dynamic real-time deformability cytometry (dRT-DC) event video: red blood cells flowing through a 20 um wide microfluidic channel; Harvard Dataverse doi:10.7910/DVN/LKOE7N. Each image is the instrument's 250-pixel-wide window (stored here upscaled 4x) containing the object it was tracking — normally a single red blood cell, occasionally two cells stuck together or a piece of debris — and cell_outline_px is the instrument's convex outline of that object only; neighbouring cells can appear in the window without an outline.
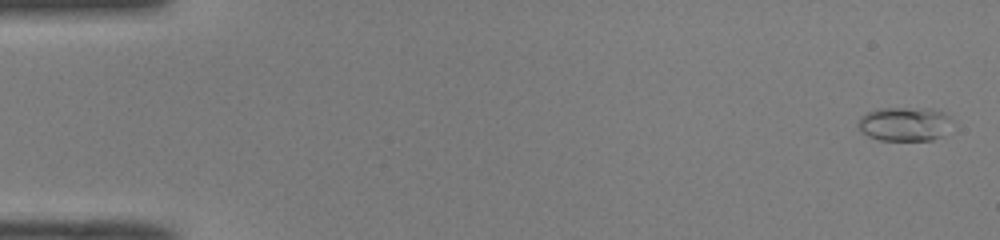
{"species": "common noctule bat (a hibernating species)", "species_latin": "Nyctalus noctula", "temperature_condition": "room temperature", "stored_images_in_passage": 51, "camera_frame_rate_fps": 3000, "um_per_image_px": 0.085, "animal": {"sex": "male", "body_mass_g": 19.0, "forearm_length_mm": 50.8}, "frame": {"image": 1, "passage_image": 2, "time_ms": 0.333, "image_size_px": [1000, 240], "cell_outline_px": [[948, 116], [944, 136], [932, 140], [880, 140], [868, 136], [860, 132], [856, 124], [860, 116], [868, 112], [880, 108], [928, 108], [944, 112]], "centroid_in_image_um": [76.79, 10.54], "position_along_channel_um": 8.2, "area_um2": 18.55}}
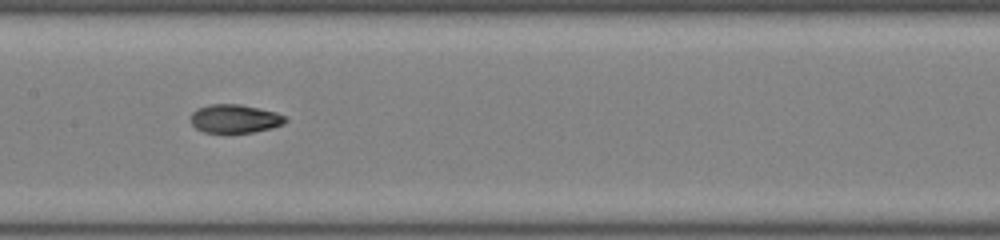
{"frame": {"image": 2, "passage_image": 26, "time_ms": 8.333, "image_size_px": [1000, 240], "cell_outline_px": [[288, 120], [284, 124], [272, 128], [252, 132], [204, 132], [196, 128], [192, 124], [192, 112], [196, 108], [208, 104], [240, 104], [276, 112], [284, 116]], "centroid_in_image_um": [19.97, 10.08], "position_along_channel_um": 187.4, "area_um2": 15.66}}
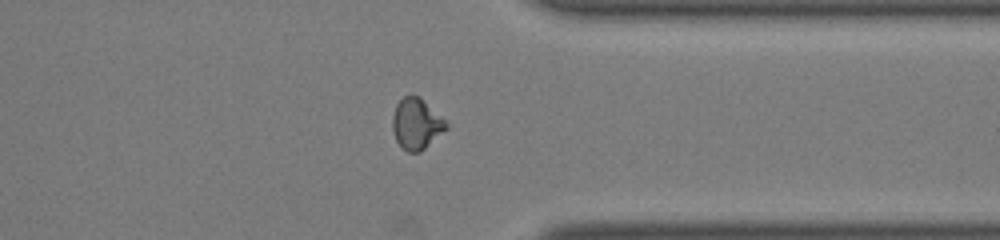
{"frame": {"image": 3, "passage_image": 40, "time_ms": 13.0, "image_size_px": [1000, 240], "cell_outline_px": [[452, 124], [448, 128], [420, 152], [408, 152], [396, 140], [392, 128], [392, 116], [396, 104], [404, 96], [420, 96]], "centroid_in_image_um": [35.44, 10.5], "position_along_channel_um": 376.0, "area_um2": 16.18}, "authors_computed_cell_mechanics": {"area_um2": 16.0684, "velocity_mm_per_s": 4.1117, "shape_relaxation_time_tau1_ms": null, "shape_relaxation_time_tau2_ms": 1.4463, "deformation_change_tau1": null, "deformation_change_tau2": 0.0614}}